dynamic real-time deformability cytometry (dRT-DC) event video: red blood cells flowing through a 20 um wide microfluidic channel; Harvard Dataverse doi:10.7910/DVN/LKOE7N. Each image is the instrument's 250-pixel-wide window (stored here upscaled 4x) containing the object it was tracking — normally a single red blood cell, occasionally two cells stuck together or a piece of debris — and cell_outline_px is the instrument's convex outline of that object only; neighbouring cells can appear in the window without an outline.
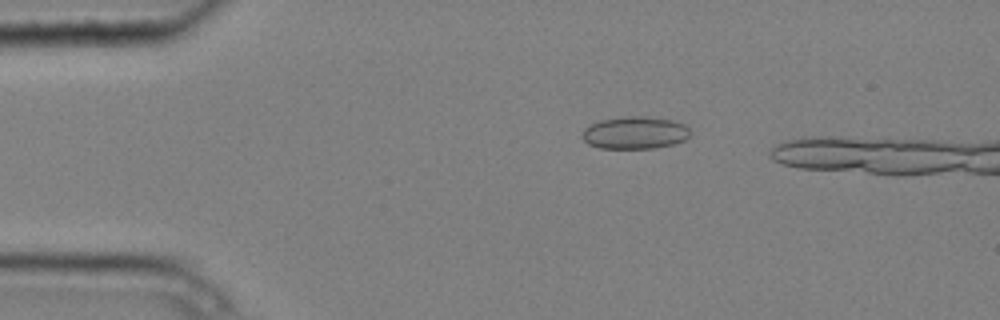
{"species": "common noctule bat (a hibernating species)", "species_latin": "Nyctalus noctula", "temperature_condition": "cold", "stored_images_in_passage": 6, "camera_frame_rate_fps": 3000, "um_per_image_px": 0.085, "animal": {"sex": "male", "body_mass_g": 20.4}, "frame": {"image": 1, "passage_image": 3, "time_ms": 0.667, "image_size_px": [1000, 320], "cell_outline_px": [[688, 136], [684, 140], [672, 144], [652, 148], [600, 148], [588, 144], [580, 136], [584, 128], [588, 124], [600, 120], [628, 116], [644, 116], [672, 120], [684, 124], [688, 128]], "centroid_in_image_um": [53.9, 11.28], "position_along_channel_um": 31.1, "area_um2": 20.35}}